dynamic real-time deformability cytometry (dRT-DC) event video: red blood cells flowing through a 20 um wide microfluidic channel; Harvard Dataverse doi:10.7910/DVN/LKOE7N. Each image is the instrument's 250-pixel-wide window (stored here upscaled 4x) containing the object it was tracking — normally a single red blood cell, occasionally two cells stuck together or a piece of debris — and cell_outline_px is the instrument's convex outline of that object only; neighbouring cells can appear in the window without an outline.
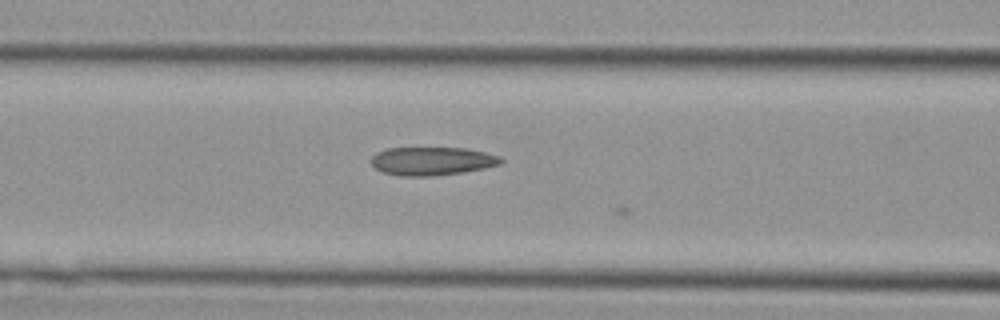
{"species": "Egyptian fruit bat (a non-hibernating species)", "species_latin": "Rousettus aegyptiacus", "temperature_condition": "cold", "stored_images_in_passage": 20, "camera_frame_rate_fps": 3000, "um_per_image_px": 0.085, "animal": {"sex": "female"}, "frame": {"image": 1, "passage_image": 19, "time_ms": 6.0, "image_size_px": [1000, 320], "cell_outline_px": [[504, 160], [500, 164], [484, 168], [460, 172], [432, 176], [400, 176], [384, 172], [376, 168], [372, 164], [372, 156], [376, 152], [388, 148], [464, 148], [484, 152], [500, 156]], "centroid_in_image_um": [36.72, 13.69], "position_along_channel_um": 129.9, "area_um2": 21.21}}